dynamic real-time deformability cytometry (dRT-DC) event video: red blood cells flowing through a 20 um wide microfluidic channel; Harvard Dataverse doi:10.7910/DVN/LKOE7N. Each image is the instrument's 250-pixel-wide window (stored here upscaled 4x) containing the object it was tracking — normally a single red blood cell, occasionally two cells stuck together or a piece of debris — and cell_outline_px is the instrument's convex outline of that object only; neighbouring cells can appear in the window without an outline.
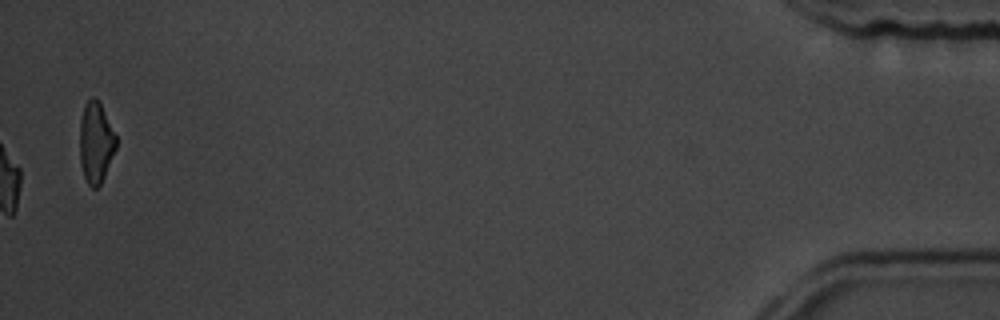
{"species": "common noctule bat (a hibernating species)", "species_latin": "Nyctalus noctula", "temperature_condition": "room temperature", "stored_images_in_passage": 57, "camera_frame_rate_fps": 3000, "um_per_image_px": 0.085, "animal": {"sex": "male", "body_mass_g": 19.5, "forearm_length_mm": 54.6}, "frame": {"image": 1, "passage_image": 57, "time_ms": 18.667, "image_size_px": [1000, 320], "cell_outline_px": [[116, 148], [104, 176], [100, 184], [96, 188], [92, 188], [88, 184], [84, 176], [80, 164], [80, 120], [84, 104], [92, 96], [96, 96], [116, 136]], "centroid_in_image_um": [8.12, 12.1], "position_along_channel_um": 427.1, "area_um2": 16.99}, "authors_computed_cell_mechanics": {"area_um2": 17.2244, "velocity_mm_per_s": 3.7095, "shape_relaxation_time_tau1_ms": 2.3558, "shape_relaxation_time_tau2_ms": null, "deformation_change_tau1": 0.1297, "deformation_change_tau2": null}}